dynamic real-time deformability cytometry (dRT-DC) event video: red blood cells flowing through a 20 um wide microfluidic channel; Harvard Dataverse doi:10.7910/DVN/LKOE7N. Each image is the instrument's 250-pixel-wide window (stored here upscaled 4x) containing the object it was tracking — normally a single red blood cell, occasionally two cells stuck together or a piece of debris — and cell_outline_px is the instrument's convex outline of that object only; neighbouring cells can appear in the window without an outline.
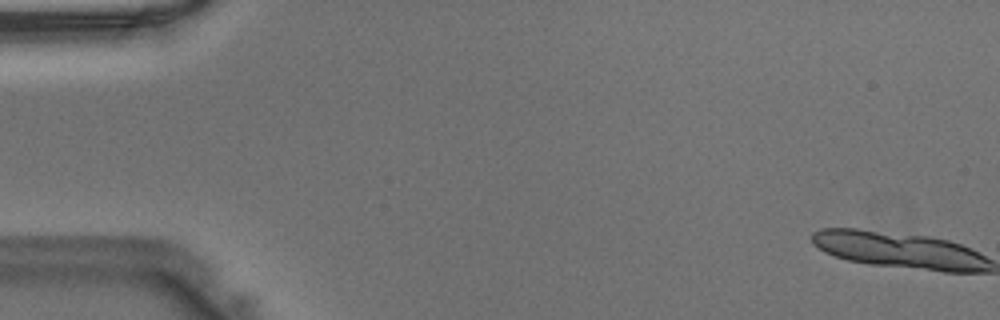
{"species": "Egyptian fruit bat (a non-hibernating species)", "species_latin": "Rousettus aegyptiacus", "temperature_condition": "warm", "stored_images_in_passage": 2, "camera_frame_rate_fps": 3000, "um_per_image_px": 0.085, "animal": {"sex": "male"}, "frame": {"image": 1, "passage_image": 1, "time_ms": 0.0, "image_size_px": [1000, 320], "cell_outline_px": [[980, 268], [936, 268], [860, 260], [844, 256], [884, 240], [892, 240], [964, 248], [980, 256]], "centroid_in_image_um": [78.04, 21.68], "position_along_channel_um": 7.0, "area_um2": 18.38}}